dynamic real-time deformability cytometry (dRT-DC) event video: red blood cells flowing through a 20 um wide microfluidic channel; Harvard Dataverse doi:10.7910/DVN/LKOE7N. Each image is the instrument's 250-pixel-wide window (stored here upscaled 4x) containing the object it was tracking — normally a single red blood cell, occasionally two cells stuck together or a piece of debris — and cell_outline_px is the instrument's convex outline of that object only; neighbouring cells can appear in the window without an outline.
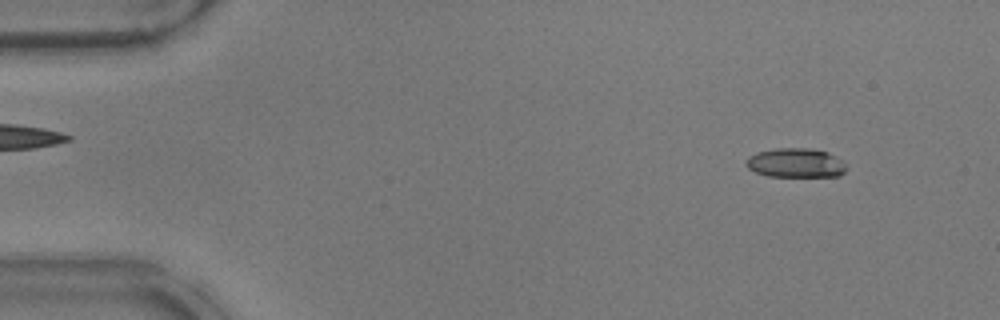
{"species": "common noctule bat (a hibernating species)", "species_latin": "Nyctalus noctula", "temperature_condition": "warm", "stored_images_in_passage": 52, "camera_frame_rate_fps": 3000, "um_per_image_px": 0.085, "animal": {"sex": "male", "body_mass_g": 17.9}, "frame": {"image": 1, "passage_image": 5, "time_ms": 1.333, "image_size_px": [1000, 320], "cell_outline_px": [[844, 172], [840, 176], [768, 176], [756, 172], [748, 168], [744, 164], [748, 156], [756, 152], [776, 148], [808, 148], [828, 152], [836, 156], [844, 164]], "centroid_in_image_um": [67.58, 13.84], "position_along_channel_um": 17.4, "area_um2": 17.05}}
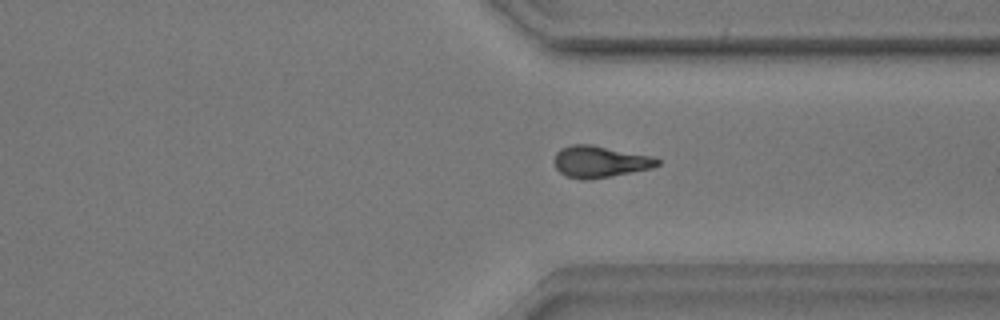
{"frame": {"image": 2, "passage_image": 39, "time_ms": 12.667, "image_size_px": [1000, 320], "cell_outline_px": [[660, 164], [652, 168], [588, 180], [580, 180], [564, 176], [556, 168], [556, 152], [560, 148], [572, 144], [592, 144], [652, 156], [660, 160]], "centroid_in_image_um": [50.98, 13.74], "position_along_channel_um": 360.4, "area_um2": 19.02}}
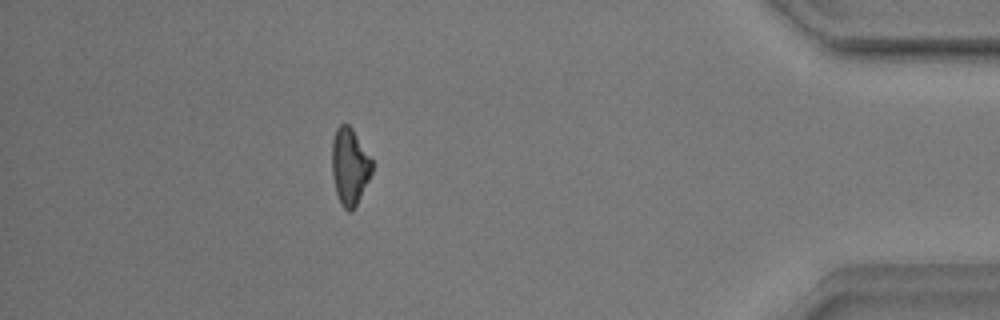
{"frame": {"image": 3, "passage_image": 46, "time_ms": 15.0, "image_size_px": [1000, 320], "cell_outline_px": [[372, 172], [352, 212], [348, 212], [340, 204], [336, 192], [332, 172], [332, 140], [336, 128], [340, 124], [348, 124], [352, 128], [372, 160]], "centroid_in_image_um": [29.7, 14.14], "position_along_channel_um": 405.5, "area_um2": 17.74}, "authors_computed_cell_mechanics": {"area_um2": 18.2648, "velocity_mm_per_s": 3.9055, "shape_relaxation_time_tau1_ms": null, "shape_relaxation_time_tau2_ms": 3.7569, "deformation_change_tau1": null, "deformation_change_tau2": 0.1418}}